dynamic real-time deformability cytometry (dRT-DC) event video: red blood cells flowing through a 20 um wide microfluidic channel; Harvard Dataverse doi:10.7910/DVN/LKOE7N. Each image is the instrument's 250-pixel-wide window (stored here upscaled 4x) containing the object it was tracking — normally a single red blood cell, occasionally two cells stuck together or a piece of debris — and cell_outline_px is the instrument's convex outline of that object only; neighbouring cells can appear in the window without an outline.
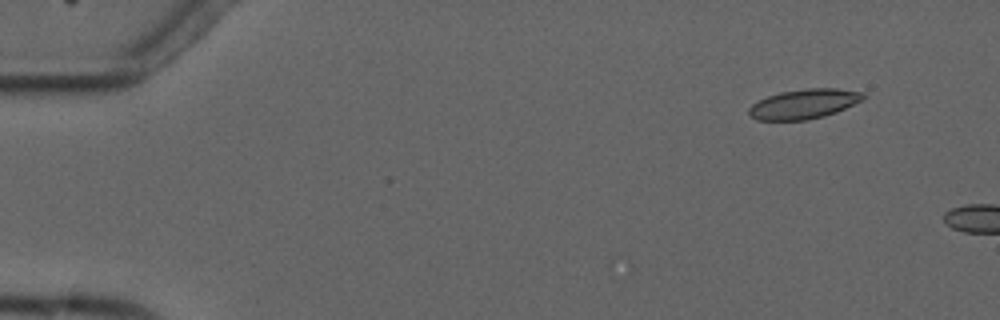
{"species": "common noctule bat (a hibernating species)", "species_latin": "Nyctalus noctula", "temperature_condition": "cold", "stored_images_in_passage": 3, "camera_frame_rate_fps": 3000, "um_per_image_px": 0.085, "animal": {"sex": "male", "forearm_length_mm": 52.5}, "frame": {"image": 1, "passage_image": 2, "time_ms": 1.333, "image_size_px": [1000, 320], "cell_outline_px": [[868, 96], [864, 100], [836, 112], [824, 116], [808, 120], [756, 120], [748, 116], [748, 108], [752, 104], [768, 96], [780, 92], [808, 88], [836, 88], [864, 92]], "centroid_in_image_um": [68.36, 8.83], "position_along_channel_um": 16.6, "area_um2": 20.0}}